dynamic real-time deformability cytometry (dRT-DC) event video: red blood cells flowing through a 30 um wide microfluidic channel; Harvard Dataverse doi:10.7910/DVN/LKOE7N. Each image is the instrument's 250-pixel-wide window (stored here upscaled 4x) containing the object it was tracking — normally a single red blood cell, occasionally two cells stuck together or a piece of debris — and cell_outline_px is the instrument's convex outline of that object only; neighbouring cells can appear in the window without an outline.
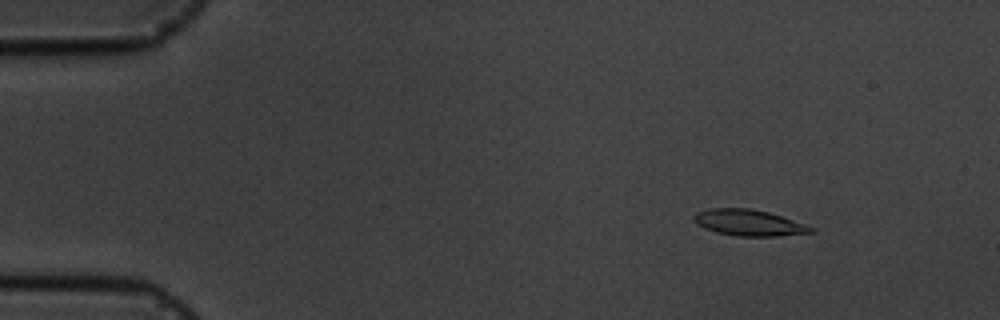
{"species": "common noctule bat (a hibernating species)", "species_latin": "Nyctalus noctula", "temperature_condition": "cold", "stored_images_in_passage": 13, "camera_frame_rate_fps": 3000, "um_per_image_px": 0.085, "animal": {"sex": "male", "body_mass_g": 19.5, "forearm_length_mm": 54.6}, "frame": {"image": 1, "passage_image": 2, "time_ms": 1.0, "image_size_px": [1000, 320], "cell_outline_px": [[812, 232], [776, 236], [736, 236], [716, 232], [704, 228], [696, 224], [692, 220], [692, 216], [696, 212], [712, 208], [748, 208], [768, 212], [804, 224], [812, 228]], "centroid_in_image_um": [63.55, 18.93], "position_along_channel_um": 21.5, "area_um2": 17.63}}
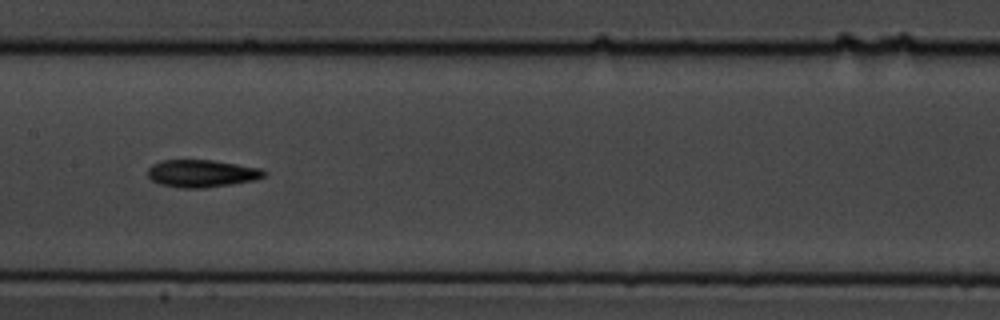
{"frame": {"image": 2, "passage_image": 8, "time_ms": 8.0, "image_size_px": [1000, 320], "cell_outline_px": [[268, 172], [264, 176], [256, 180], [232, 184], [204, 188], [180, 188], [160, 184], [152, 180], [148, 176], [148, 168], [152, 164], [164, 160], [212, 160], [260, 168]], "centroid_in_image_um": [17.16, 14.75], "position_along_channel_um": 190.2, "area_um2": 18.61}}
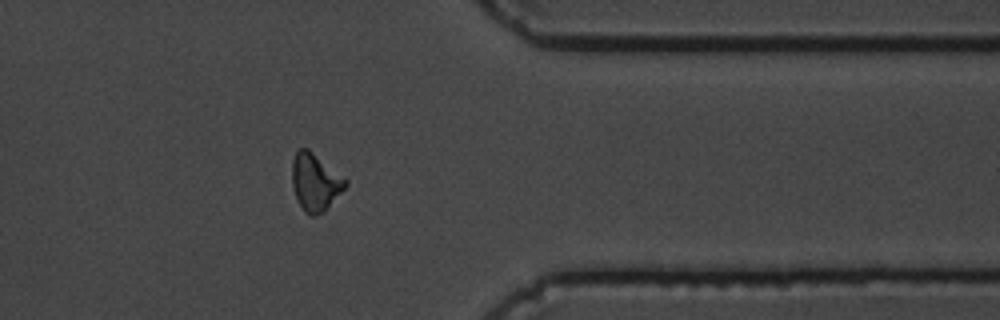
{"frame": {"image": 3, "passage_image": 13, "time_ms": 13.667, "image_size_px": [1000, 320], "cell_outline_px": [[348, 184], [324, 212], [316, 216], [308, 216], [304, 212], [296, 196], [292, 184], [292, 160], [296, 152], [300, 148], [308, 148], [348, 180]], "centroid_in_image_um": [26.79, 15.49], "position_along_channel_um": 384.6, "area_um2": 17.86}, "authors_computed_cell_mechanics": {"area_um2": 17.8602, "velocity_mm_per_s": 3.6352, "shape_relaxation_time_tau1_ms": 1.6755, "shape_relaxation_time_tau2_ms": 4.3644, "deformation_change_tau1": 0.0882, "deformation_change_tau2": 0.1252}}